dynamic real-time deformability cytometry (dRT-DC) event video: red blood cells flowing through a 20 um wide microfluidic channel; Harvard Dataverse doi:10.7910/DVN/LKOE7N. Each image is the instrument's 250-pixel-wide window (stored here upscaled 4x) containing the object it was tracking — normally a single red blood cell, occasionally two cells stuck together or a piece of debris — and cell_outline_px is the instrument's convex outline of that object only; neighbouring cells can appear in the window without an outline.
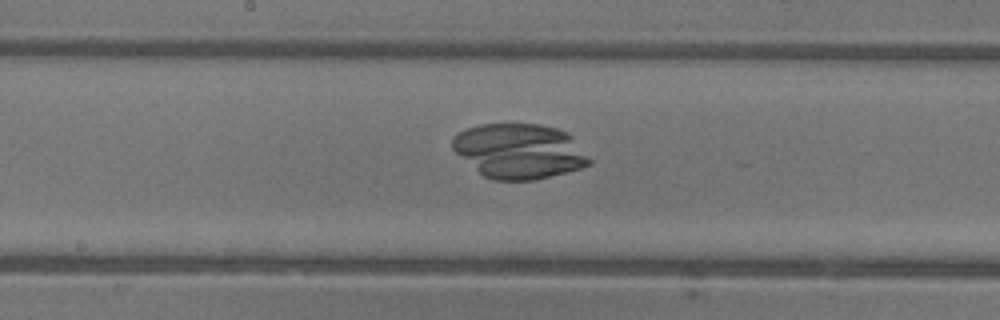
{"species": "common noctule bat (a hibernating species)", "species_latin": "Nyctalus noctula", "temperature_condition": "warm", "stored_images_in_passage": 48, "camera_frame_rate_fps": 3000, "um_per_image_px": 0.085, "animal": {"sex": "female"}, "frame": {"image": 1, "passage_image": 26, "time_ms": 8.333, "image_size_px": [1000, 320], "cell_outline_px": [[592, 164], [584, 168], [536, 180], [492, 180], [484, 176], [456, 152], [452, 148], [452, 136], [464, 128], [480, 124], [540, 124], [556, 128], [568, 132], [572, 136], [592, 160]], "centroid_in_image_um": [44.17, 12.84], "position_along_channel_um": 204.0, "area_um2": 44.1}}
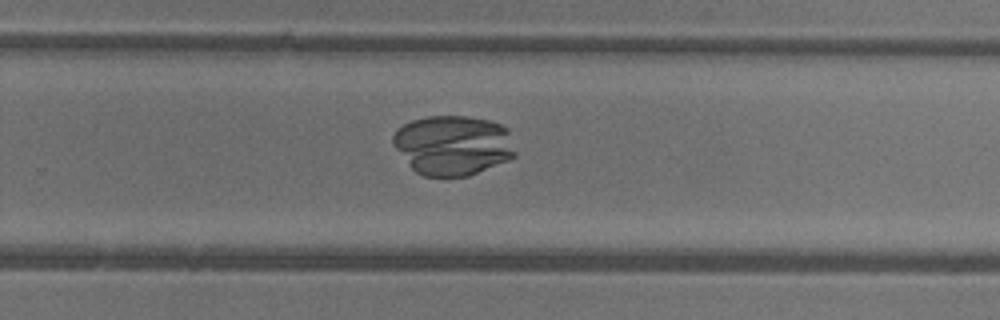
{"frame": {"image": 2, "passage_image": 32, "time_ms": 10.333, "image_size_px": [1000, 320], "cell_outline_px": [[516, 156], [508, 160], [468, 176], [424, 176], [416, 172], [412, 168], [392, 144], [392, 136], [396, 128], [412, 120], [428, 116], [468, 116], [488, 120], [500, 124], [508, 128], [516, 152]], "centroid_in_image_um": [38.5, 12.33], "position_along_channel_um": 291.3, "area_um2": 42.83}}
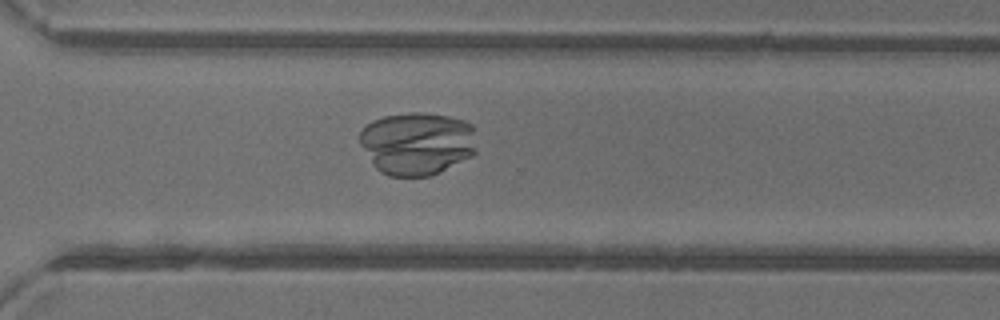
{"frame": {"image": 3, "passage_image": 35, "time_ms": 11.333, "image_size_px": [1000, 320], "cell_outline_px": [[476, 152], [472, 156], [428, 176], [388, 176], [380, 172], [372, 164], [360, 144], [360, 132], [372, 120], [384, 116], [408, 112], [424, 112], [448, 116], [464, 120], [472, 124]], "centroid_in_image_um": [35.44, 12.17], "position_along_channel_um": 335.2, "area_um2": 42.89}}